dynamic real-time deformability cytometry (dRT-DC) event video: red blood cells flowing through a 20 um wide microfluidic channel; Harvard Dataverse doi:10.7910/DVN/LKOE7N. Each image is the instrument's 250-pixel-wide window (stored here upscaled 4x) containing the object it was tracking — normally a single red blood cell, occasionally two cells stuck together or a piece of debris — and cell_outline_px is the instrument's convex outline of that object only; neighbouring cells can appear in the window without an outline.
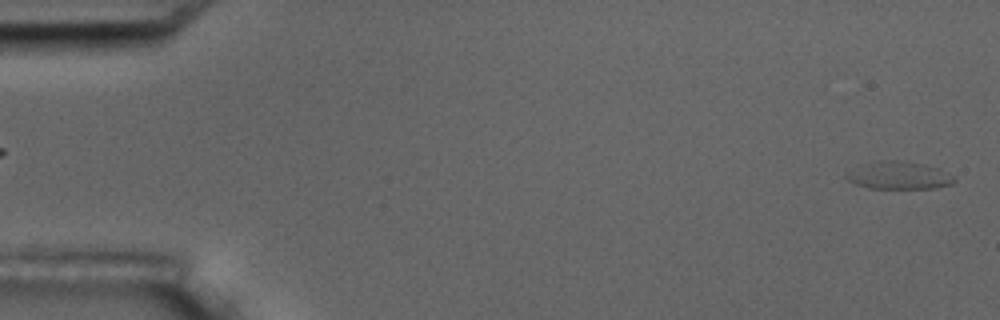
{"species": "common noctule bat (a hibernating species)", "species_latin": "Nyctalus noctula", "temperature_condition": "room temperature", "stored_images_in_passage": 5, "segment_of_instrument_passage": [2, 2], "camera_frame_rate_fps": 3000, "um_per_image_px": 0.085, "animal": {"sex": "male", "body_mass_g": 17.5, "forearm_length_mm": 52.3}, "frame": {"image": 1, "passage_image": 5, "time_ms": 5.333, "image_size_px": [1000, 320], "cell_outline_px": [[956, 180], [952, 184], [932, 188], [868, 188], [856, 184], [848, 180], [844, 176], [848, 172], [860, 164], [876, 160], [896, 160], [924, 164], [940, 168], [948, 172]], "centroid_in_image_um": [76.39, 14.9], "position_along_channel_um": 8.6, "area_um2": 17.46}}